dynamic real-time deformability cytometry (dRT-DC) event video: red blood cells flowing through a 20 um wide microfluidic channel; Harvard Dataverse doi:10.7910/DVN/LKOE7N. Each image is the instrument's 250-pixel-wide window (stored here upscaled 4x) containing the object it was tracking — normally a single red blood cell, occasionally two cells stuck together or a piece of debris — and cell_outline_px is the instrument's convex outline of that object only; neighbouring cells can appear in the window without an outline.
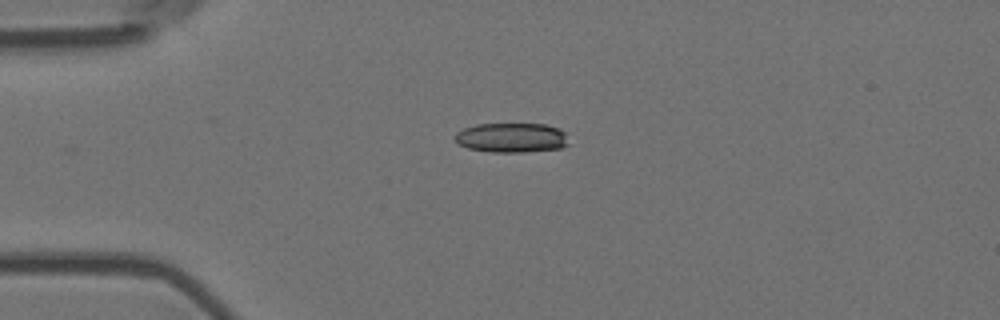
{"species": "Egyptian fruit bat (a non-hibernating species)", "species_latin": "Rousettus aegyptiacus", "temperature_condition": "room temperature", "stored_images_in_passage": 16, "camera_frame_rate_fps": 3000, "um_per_image_px": 0.085, "animal": {"sex": "female"}, "frame": {"image": 1, "passage_image": 1, "time_ms": 0.0, "image_size_px": [1000, 320], "cell_outline_px": [[572, 144], [560, 148], [524, 152], [492, 152], [468, 148], [456, 144], [456, 132], [464, 128], [476, 124], [544, 124], [560, 128], [564, 132]], "centroid_in_image_um": [43.52, 11.7], "position_along_channel_um": 41.5, "area_um2": 19.83}}
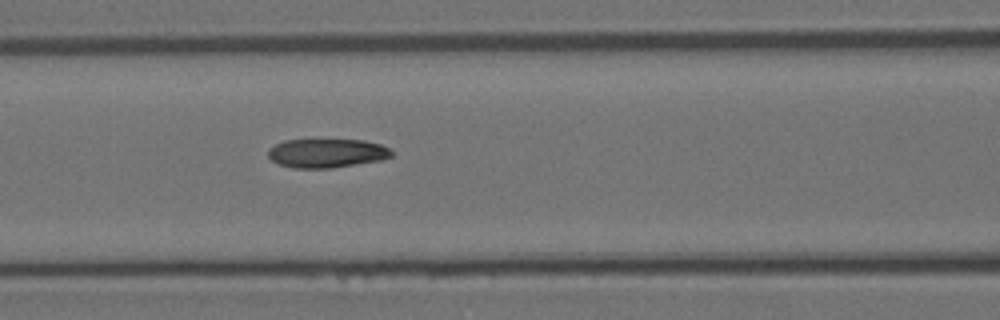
{"frame": {"image": 2, "passage_image": 11, "time_ms": 3.333, "image_size_px": [1000, 320], "cell_outline_px": [[392, 156], [380, 160], [332, 168], [292, 168], [280, 164], [272, 160], [268, 156], [268, 148], [284, 140], [364, 140], [380, 144], [388, 148], [392, 152]], "centroid_in_image_um": [27.75, 13.02], "position_along_channel_um": 138.8, "area_um2": 20.69}}
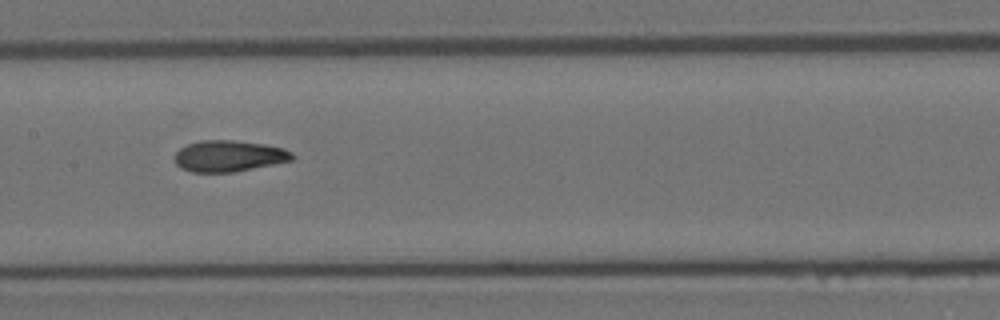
{"frame": {"image": 3, "passage_image": 15, "time_ms": 4.667, "image_size_px": [1000, 320], "cell_outline_px": [[296, 156], [292, 160], [232, 172], [192, 172], [180, 168], [176, 164], [176, 152], [180, 148], [188, 144], [200, 140], [232, 140], [264, 144], [284, 148], [292, 152]], "centroid_in_image_um": [19.46, 13.25], "position_along_channel_um": 187.9, "area_um2": 21.27}}